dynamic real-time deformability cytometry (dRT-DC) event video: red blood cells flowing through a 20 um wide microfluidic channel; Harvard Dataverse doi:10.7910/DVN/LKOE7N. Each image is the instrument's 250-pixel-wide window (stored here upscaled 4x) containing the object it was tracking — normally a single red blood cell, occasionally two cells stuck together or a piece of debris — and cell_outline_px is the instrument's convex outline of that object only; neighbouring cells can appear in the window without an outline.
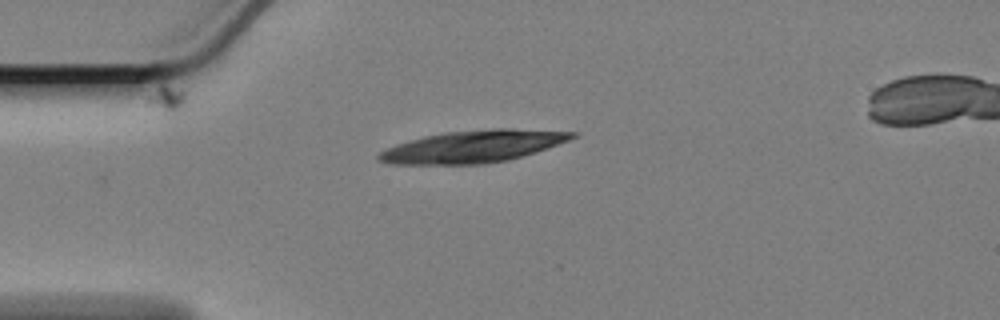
{"species": "Egyptian fruit bat (a non-hibernating species)", "species_latin": "Rousettus aegyptiacus", "temperature_condition": "cold", "stored_images_in_passage": 39, "camera_frame_rate_fps": 3000, "um_per_image_px": 0.085, "animal": {"sex": "female"}, "frame": {"image": 1, "passage_image": 1, "time_ms": 0.0, "image_size_px": [1000, 320], "cell_outline_px": [[580, 136], [508, 160], [484, 164], [388, 164], [376, 160], [376, 156], [380, 152], [396, 144], [408, 140], [424, 136], [444, 132], [492, 128], [512, 128], [580, 132]], "centroid_in_image_um": [40.18, 12.44], "position_along_channel_um": 44.8, "area_um2": 36.24}}